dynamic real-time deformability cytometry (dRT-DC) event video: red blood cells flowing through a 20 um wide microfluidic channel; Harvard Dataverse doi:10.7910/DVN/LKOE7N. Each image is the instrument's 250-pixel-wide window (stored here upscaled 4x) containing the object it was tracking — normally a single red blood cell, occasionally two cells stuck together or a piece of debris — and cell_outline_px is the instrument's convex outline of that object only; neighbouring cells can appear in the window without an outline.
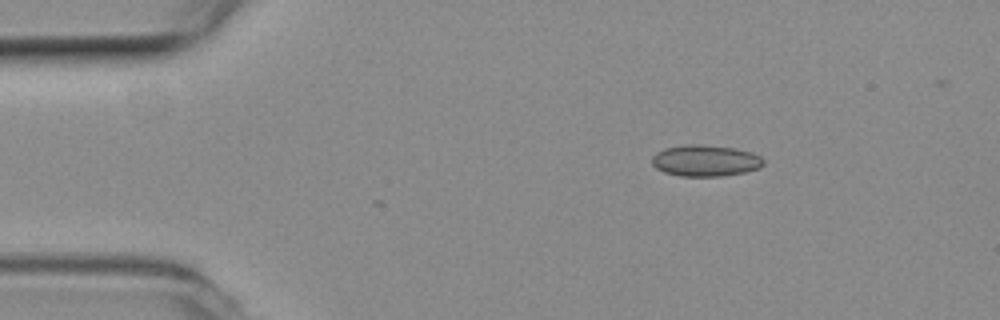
{"species": "common noctule bat (a hibernating species)", "species_latin": "Nyctalus noctula", "temperature_condition": "room temperature", "stored_images_in_passage": 4, "camera_frame_rate_fps": 3000, "um_per_image_px": 0.085, "animal": {"sex": "female", "body_mass_g": 19.3, "forearm_length_mm": 54.1}, "frame": {"image": 1, "passage_image": 2, "time_ms": 0.333, "image_size_px": [1000, 320], "cell_outline_px": [[764, 164], [760, 168], [744, 172], [720, 176], [680, 176], [664, 172], [656, 168], [652, 164], [652, 156], [656, 152], [664, 148], [684, 144], [704, 144], [736, 148], [752, 152], [760, 156], [764, 160]], "centroid_in_image_um": [59.95, 13.64], "position_along_channel_um": 25.0, "area_um2": 20.63}}